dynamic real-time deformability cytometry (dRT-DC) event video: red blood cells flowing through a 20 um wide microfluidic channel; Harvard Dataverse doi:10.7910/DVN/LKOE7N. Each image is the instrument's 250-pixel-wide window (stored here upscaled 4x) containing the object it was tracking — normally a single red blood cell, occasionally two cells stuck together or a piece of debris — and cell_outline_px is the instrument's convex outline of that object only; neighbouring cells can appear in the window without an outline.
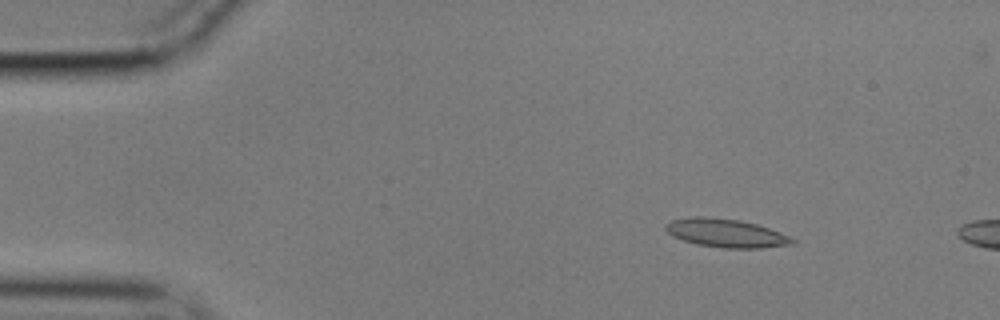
{"species": "common noctule bat (a hibernating species)", "species_latin": "Nyctalus noctula", "temperature_condition": "cold", "stored_images_in_passage": 14, "camera_frame_rate_fps": 3000, "um_per_image_px": 0.085, "animal": {"sex": "male", "body_mass_g": 17.9}, "frame": {"image": 1, "passage_image": 7, "time_ms": 2.0, "image_size_px": [1000, 320], "cell_outline_px": [[796, 244], [760, 248], [724, 248], [696, 244], [672, 236], [664, 228], [672, 220], [704, 216], [740, 220], [756, 224], [780, 232], [796, 240]], "centroid_in_image_um": [61.75, 19.83], "position_along_channel_um": 23.2, "area_um2": 20.75}}